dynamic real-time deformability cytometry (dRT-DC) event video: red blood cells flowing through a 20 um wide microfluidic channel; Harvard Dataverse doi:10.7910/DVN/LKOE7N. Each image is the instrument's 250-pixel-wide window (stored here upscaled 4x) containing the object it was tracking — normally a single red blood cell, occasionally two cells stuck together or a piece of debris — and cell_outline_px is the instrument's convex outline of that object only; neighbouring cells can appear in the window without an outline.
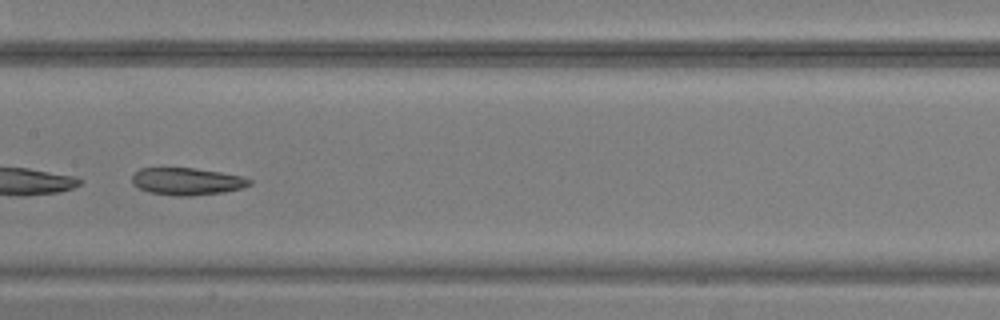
{"species": "common noctule bat (a hibernating species)", "species_latin": "Nyctalus noctula", "temperature_condition": "warm", "stored_images_in_passage": 14, "camera_frame_rate_fps": 3000, "um_per_image_px": 0.085, "animal": {"sex": "male", "body_mass_g": 20.5, "forearm_length_mm": 52.5}, "frame": {"image": 1, "passage_image": 11, "time_ms": 3.333, "image_size_px": [1000, 320], "cell_outline_px": [[252, 184], [244, 188], [224, 192], [192, 196], [176, 196], [148, 192], [132, 184], [132, 176], [140, 168], [192, 168], [220, 172], [244, 176], [252, 180]], "centroid_in_image_um": [15.93, 15.42], "position_along_channel_um": 191.5, "area_um2": 18.79}}